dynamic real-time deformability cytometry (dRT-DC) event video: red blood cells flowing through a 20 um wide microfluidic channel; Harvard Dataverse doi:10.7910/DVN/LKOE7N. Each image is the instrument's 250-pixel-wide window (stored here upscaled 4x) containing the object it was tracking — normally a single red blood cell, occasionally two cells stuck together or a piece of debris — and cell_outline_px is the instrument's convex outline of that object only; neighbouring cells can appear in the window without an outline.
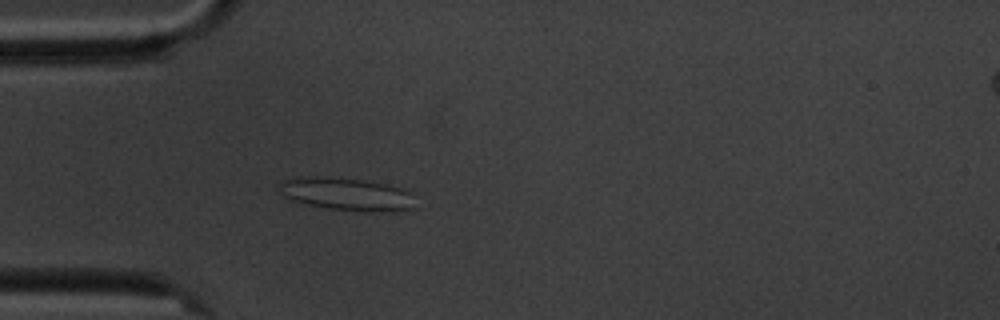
{"species": "common noctule bat (a hibernating species)", "species_latin": "Nyctalus noctula", "temperature_condition": "cold", "stored_images_in_passage": 5, "camera_frame_rate_fps": 3000, "um_per_image_px": 0.085, "animal": {"sex": "male", "body_mass_g": 20.1, "forearm_length_mm": 53.5}, "frame": {"image": 1, "passage_image": 5, "time_ms": 4.667, "image_size_px": [1000, 320], "cell_outline_px": [[416, 208], [396, 212], [368, 212], [328, 208], [308, 204], [292, 200], [280, 192], [276, 188], [280, 180], [296, 176], [324, 176], [364, 180], [384, 184], [400, 188], [412, 192]], "centroid_in_image_um": [29.47, 16.49], "position_along_channel_um": 55.5, "area_um2": 26.53}}